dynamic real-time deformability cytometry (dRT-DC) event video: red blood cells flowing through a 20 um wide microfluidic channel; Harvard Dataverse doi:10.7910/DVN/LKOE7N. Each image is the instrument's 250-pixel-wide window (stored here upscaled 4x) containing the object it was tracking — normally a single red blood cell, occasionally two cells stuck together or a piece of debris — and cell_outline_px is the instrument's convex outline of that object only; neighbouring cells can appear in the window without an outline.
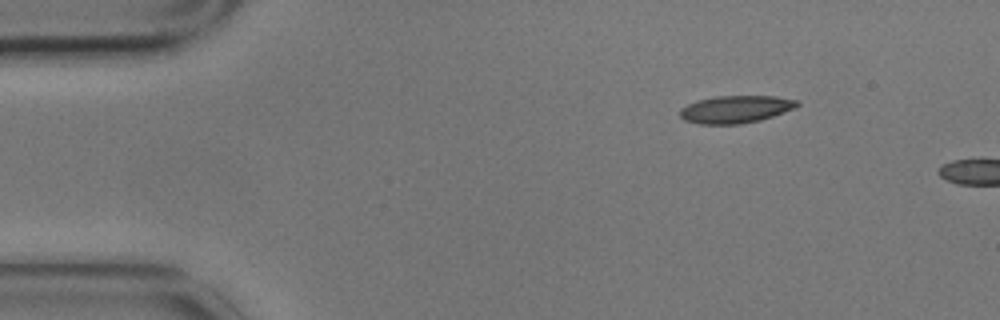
{"species": "common noctule bat (a hibernating species)", "species_latin": "Nyctalus noctula", "temperature_condition": "cold", "stored_images_in_passage": 3, "camera_frame_rate_fps": 3000, "um_per_image_px": 0.085, "animal": {"sex": "male", "body_mass_g": 17.9}, "frame": {"image": 1, "passage_image": 1, "time_ms": 0.0, "image_size_px": [1000, 320], "cell_outline_px": [[800, 104], [796, 108], [760, 120], [740, 124], [700, 124], [684, 120], [680, 116], [680, 108], [696, 100], [716, 96], [776, 96], [800, 100]], "centroid_in_image_um": [62.55, 9.28], "position_along_channel_um": 22.5, "area_um2": 18.9}}